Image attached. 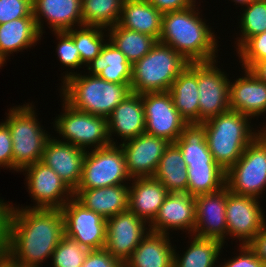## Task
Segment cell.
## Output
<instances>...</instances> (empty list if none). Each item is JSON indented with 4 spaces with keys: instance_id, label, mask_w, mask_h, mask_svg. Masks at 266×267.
Here are the masks:
<instances>
[{
    "instance_id": "1",
    "label": "cell",
    "mask_w": 266,
    "mask_h": 267,
    "mask_svg": "<svg viewBox=\"0 0 266 267\" xmlns=\"http://www.w3.org/2000/svg\"><path fill=\"white\" fill-rule=\"evenodd\" d=\"M21 208V209H20ZM64 235L61 209L26 208L8 204L4 255L23 267H42Z\"/></svg>"
},
{
    "instance_id": "2",
    "label": "cell",
    "mask_w": 266,
    "mask_h": 267,
    "mask_svg": "<svg viewBox=\"0 0 266 267\" xmlns=\"http://www.w3.org/2000/svg\"><path fill=\"white\" fill-rule=\"evenodd\" d=\"M199 8L198 2H195L186 9L162 16L158 42L172 47L189 63L210 62L218 57L217 37L211 26L206 25L202 14L200 16Z\"/></svg>"
},
{
    "instance_id": "3",
    "label": "cell",
    "mask_w": 266,
    "mask_h": 267,
    "mask_svg": "<svg viewBox=\"0 0 266 267\" xmlns=\"http://www.w3.org/2000/svg\"><path fill=\"white\" fill-rule=\"evenodd\" d=\"M250 119L247 115L229 110L201 123L206 131L208 149L223 170L232 167L258 136V129L254 130Z\"/></svg>"
},
{
    "instance_id": "4",
    "label": "cell",
    "mask_w": 266,
    "mask_h": 267,
    "mask_svg": "<svg viewBox=\"0 0 266 267\" xmlns=\"http://www.w3.org/2000/svg\"><path fill=\"white\" fill-rule=\"evenodd\" d=\"M60 90V97L73 108L106 118L132 93L130 84L108 82L81 71L61 83Z\"/></svg>"
},
{
    "instance_id": "5",
    "label": "cell",
    "mask_w": 266,
    "mask_h": 267,
    "mask_svg": "<svg viewBox=\"0 0 266 267\" xmlns=\"http://www.w3.org/2000/svg\"><path fill=\"white\" fill-rule=\"evenodd\" d=\"M189 62L172 47L157 42L132 65V93L167 92Z\"/></svg>"
},
{
    "instance_id": "6",
    "label": "cell",
    "mask_w": 266,
    "mask_h": 267,
    "mask_svg": "<svg viewBox=\"0 0 266 267\" xmlns=\"http://www.w3.org/2000/svg\"><path fill=\"white\" fill-rule=\"evenodd\" d=\"M32 104L14 106L6 113L5 122L12 137L13 170L16 172L42 160L45 144L52 135L42 129Z\"/></svg>"
},
{
    "instance_id": "7",
    "label": "cell",
    "mask_w": 266,
    "mask_h": 267,
    "mask_svg": "<svg viewBox=\"0 0 266 267\" xmlns=\"http://www.w3.org/2000/svg\"><path fill=\"white\" fill-rule=\"evenodd\" d=\"M62 100L63 112L52 123L64 142L85 151L111 145L106 117L77 110Z\"/></svg>"
},
{
    "instance_id": "8",
    "label": "cell",
    "mask_w": 266,
    "mask_h": 267,
    "mask_svg": "<svg viewBox=\"0 0 266 267\" xmlns=\"http://www.w3.org/2000/svg\"><path fill=\"white\" fill-rule=\"evenodd\" d=\"M225 186L235 195L260 198L266 189V139L258 135L246 147L226 171Z\"/></svg>"
},
{
    "instance_id": "9",
    "label": "cell",
    "mask_w": 266,
    "mask_h": 267,
    "mask_svg": "<svg viewBox=\"0 0 266 267\" xmlns=\"http://www.w3.org/2000/svg\"><path fill=\"white\" fill-rule=\"evenodd\" d=\"M127 181L131 183V177L126 169L124 152L120 145L111 144L86 151L81 179L75 190L128 184Z\"/></svg>"
},
{
    "instance_id": "10",
    "label": "cell",
    "mask_w": 266,
    "mask_h": 267,
    "mask_svg": "<svg viewBox=\"0 0 266 267\" xmlns=\"http://www.w3.org/2000/svg\"><path fill=\"white\" fill-rule=\"evenodd\" d=\"M216 60L197 63L199 123L225 113L230 108V80Z\"/></svg>"
},
{
    "instance_id": "11",
    "label": "cell",
    "mask_w": 266,
    "mask_h": 267,
    "mask_svg": "<svg viewBox=\"0 0 266 267\" xmlns=\"http://www.w3.org/2000/svg\"><path fill=\"white\" fill-rule=\"evenodd\" d=\"M64 234L89 250H100L106 244V219L89 210L74 196L61 208Z\"/></svg>"
},
{
    "instance_id": "12",
    "label": "cell",
    "mask_w": 266,
    "mask_h": 267,
    "mask_svg": "<svg viewBox=\"0 0 266 267\" xmlns=\"http://www.w3.org/2000/svg\"><path fill=\"white\" fill-rule=\"evenodd\" d=\"M25 171V183L33 202L26 208L61 209L73 196L74 192L63 180L42 161L28 165Z\"/></svg>"
},
{
    "instance_id": "13",
    "label": "cell",
    "mask_w": 266,
    "mask_h": 267,
    "mask_svg": "<svg viewBox=\"0 0 266 267\" xmlns=\"http://www.w3.org/2000/svg\"><path fill=\"white\" fill-rule=\"evenodd\" d=\"M141 97L145 132L175 143L187 123L175 108L169 91L146 92L142 93Z\"/></svg>"
},
{
    "instance_id": "14",
    "label": "cell",
    "mask_w": 266,
    "mask_h": 267,
    "mask_svg": "<svg viewBox=\"0 0 266 267\" xmlns=\"http://www.w3.org/2000/svg\"><path fill=\"white\" fill-rule=\"evenodd\" d=\"M259 204V199L255 197L231 192L227 195L225 215L228 237L237 238L240 245H247L256 236L266 223Z\"/></svg>"
},
{
    "instance_id": "15",
    "label": "cell",
    "mask_w": 266,
    "mask_h": 267,
    "mask_svg": "<svg viewBox=\"0 0 266 267\" xmlns=\"http://www.w3.org/2000/svg\"><path fill=\"white\" fill-rule=\"evenodd\" d=\"M106 229L105 249L122 263L150 231L149 225L129 209L106 219Z\"/></svg>"
},
{
    "instance_id": "16",
    "label": "cell",
    "mask_w": 266,
    "mask_h": 267,
    "mask_svg": "<svg viewBox=\"0 0 266 267\" xmlns=\"http://www.w3.org/2000/svg\"><path fill=\"white\" fill-rule=\"evenodd\" d=\"M170 142L149 133L119 144L124 152L126 169L132 178L153 177Z\"/></svg>"
},
{
    "instance_id": "17",
    "label": "cell",
    "mask_w": 266,
    "mask_h": 267,
    "mask_svg": "<svg viewBox=\"0 0 266 267\" xmlns=\"http://www.w3.org/2000/svg\"><path fill=\"white\" fill-rule=\"evenodd\" d=\"M229 190L225 186L213 193L195 196V228L193 235L226 243V200Z\"/></svg>"
},
{
    "instance_id": "18",
    "label": "cell",
    "mask_w": 266,
    "mask_h": 267,
    "mask_svg": "<svg viewBox=\"0 0 266 267\" xmlns=\"http://www.w3.org/2000/svg\"><path fill=\"white\" fill-rule=\"evenodd\" d=\"M151 232L170 234L169 231H188L193 235L195 228V196L188 193L169 192L159 208L158 214L149 225Z\"/></svg>"
},
{
    "instance_id": "19",
    "label": "cell",
    "mask_w": 266,
    "mask_h": 267,
    "mask_svg": "<svg viewBox=\"0 0 266 267\" xmlns=\"http://www.w3.org/2000/svg\"><path fill=\"white\" fill-rule=\"evenodd\" d=\"M49 137L42 156V162L49 166L74 191L80 182L86 151L64 142L57 137Z\"/></svg>"
},
{
    "instance_id": "20",
    "label": "cell",
    "mask_w": 266,
    "mask_h": 267,
    "mask_svg": "<svg viewBox=\"0 0 266 267\" xmlns=\"http://www.w3.org/2000/svg\"><path fill=\"white\" fill-rule=\"evenodd\" d=\"M33 16L43 35V19L51 32L68 31L83 26L82 0H32Z\"/></svg>"
},
{
    "instance_id": "21",
    "label": "cell",
    "mask_w": 266,
    "mask_h": 267,
    "mask_svg": "<svg viewBox=\"0 0 266 267\" xmlns=\"http://www.w3.org/2000/svg\"><path fill=\"white\" fill-rule=\"evenodd\" d=\"M244 69V76L230 80V108L251 118L266 113V82L253 71Z\"/></svg>"
},
{
    "instance_id": "22",
    "label": "cell",
    "mask_w": 266,
    "mask_h": 267,
    "mask_svg": "<svg viewBox=\"0 0 266 267\" xmlns=\"http://www.w3.org/2000/svg\"><path fill=\"white\" fill-rule=\"evenodd\" d=\"M108 135L111 144H118L114 137L121 141L136 138L145 132V114L141 94L131 93L107 117Z\"/></svg>"
},
{
    "instance_id": "23",
    "label": "cell",
    "mask_w": 266,
    "mask_h": 267,
    "mask_svg": "<svg viewBox=\"0 0 266 267\" xmlns=\"http://www.w3.org/2000/svg\"><path fill=\"white\" fill-rule=\"evenodd\" d=\"M131 181L129 210L150 225L169 192L154 177L132 178Z\"/></svg>"
},
{
    "instance_id": "24",
    "label": "cell",
    "mask_w": 266,
    "mask_h": 267,
    "mask_svg": "<svg viewBox=\"0 0 266 267\" xmlns=\"http://www.w3.org/2000/svg\"><path fill=\"white\" fill-rule=\"evenodd\" d=\"M74 197L89 210L108 219L129 209V185L119 184L88 190H74Z\"/></svg>"
},
{
    "instance_id": "25",
    "label": "cell",
    "mask_w": 266,
    "mask_h": 267,
    "mask_svg": "<svg viewBox=\"0 0 266 267\" xmlns=\"http://www.w3.org/2000/svg\"><path fill=\"white\" fill-rule=\"evenodd\" d=\"M41 37L34 17L18 18L0 24V63L4 66L13 52L18 53L35 46Z\"/></svg>"
},
{
    "instance_id": "26",
    "label": "cell",
    "mask_w": 266,
    "mask_h": 267,
    "mask_svg": "<svg viewBox=\"0 0 266 267\" xmlns=\"http://www.w3.org/2000/svg\"><path fill=\"white\" fill-rule=\"evenodd\" d=\"M168 234L149 231L125 261L128 267H173L174 250Z\"/></svg>"
},
{
    "instance_id": "27",
    "label": "cell",
    "mask_w": 266,
    "mask_h": 267,
    "mask_svg": "<svg viewBox=\"0 0 266 267\" xmlns=\"http://www.w3.org/2000/svg\"><path fill=\"white\" fill-rule=\"evenodd\" d=\"M168 91L175 108L186 123H199L197 63H189Z\"/></svg>"
},
{
    "instance_id": "28",
    "label": "cell",
    "mask_w": 266,
    "mask_h": 267,
    "mask_svg": "<svg viewBox=\"0 0 266 267\" xmlns=\"http://www.w3.org/2000/svg\"><path fill=\"white\" fill-rule=\"evenodd\" d=\"M88 74L108 82L130 84L132 64L125 55L108 39L100 54L87 64Z\"/></svg>"
},
{
    "instance_id": "29",
    "label": "cell",
    "mask_w": 266,
    "mask_h": 267,
    "mask_svg": "<svg viewBox=\"0 0 266 267\" xmlns=\"http://www.w3.org/2000/svg\"><path fill=\"white\" fill-rule=\"evenodd\" d=\"M163 14L148 0H124L119 25L159 40Z\"/></svg>"
},
{
    "instance_id": "30",
    "label": "cell",
    "mask_w": 266,
    "mask_h": 267,
    "mask_svg": "<svg viewBox=\"0 0 266 267\" xmlns=\"http://www.w3.org/2000/svg\"><path fill=\"white\" fill-rule=\"evenodd\" d=\"M168 192L188 193L187 166L180 149L170 143L162 155L153 176Z\"/></svg>"
},
{
    "instance_id": "31",
    "label": "cell",
    "mask_w": 266,
    "mask_h": 267,
    "mask_svg": "<svg viewBox=\"0 0 266 267\" xmlns=\"http://www.w3.org/2000/svg\"><path fill=\"white\" fill-rule=\"evenodd\" d=\"M190 236L188 249L181 256L174 250L173 267H218L215 264L220 259L224 244L215 239Z\"/></svg>"
},
{
    "instance_id": "32",
    "label": "cell",
    "mask_w": 266,
    "mask_h": 267,
    "mask_svg": "<svg viewBox=\"0 0 266 267\" xmlns=\"http://www.w3.org/2000/svg\"><path fill=\"white\" fill-rule=\"evenodd\" d=\"M186 165L217 164L208 149L206 131L201 123L187 124L174 143Z\"/></svg>"
},
{
    "instance_id": "33",
    "label": "cell",
    "mask_w": 266,
    "mask_h": 267,
    "mask_svg": "<svg viewBox=\"0 0 266 267\" xmlns=\"http://www.w3.org/2000/svg\"><path fill=\"white\" fill-rule=\"evenodd\" d=\"M109 40L125 55L133 65L146 55L158 42L153 36H148L116 24L107 29Z\"/></svg>"
},
{
    "instance_id": "34",
    "label": "cell",
    "mask_w": 266,
    "mask_h": 267,
    "mask_svg": "<svg viewBox=\"0 0 266 267\" xmlns=\"http://www.w3.org/2000/svg\"><path fill=\"white\" fill-rule=\"evenodd\" d=\"M188 194L197 196L213 193L225 187L226 171L218 164L186 165Z\"/></svg>"
},
{
    "instance_id": "35",
    "label": "cell",
    "mask_w": 266,
    "mask_h": 267,
    "mask_svg": "<svg viewBox=\"0 0 266 267\" xmlns=\"http://www.w3.org/2000/svg\"><path fill=\"white\" fill-rule=\"evenodd\" d=\"M124 0H82V19L85 26L105 29L119 23Z\"/></svg>"
},
{
    "instance_id": "36",
    "label": "cell",
    "mask_w": 266,
    "mask_h": 267,
    "mask_svg": "<svg viewBox=\"0 0 266 267\" xmlns=\"http://www.w3.org/2000/svg\"><path fill=\"white\" fill-rule=\"evenodd\" d=\"M106 31L103 27L85 25L66 31L73 38L84 67L100 54L101 48L108 40Z\"/></svg>"
},
{
    "instance_id": "37",
    "label": "cell",
    "mask_w": 266,
    "mask_h": 267,
    "mask_svg": "<svg viewBox=\"0 0 266 267\" xmlns=\"http://www.w3.org/2000/svg\"><path fill=\"white\" fill-rule=\"evenodd\" d=\"M244 7L239 19L240 37L235 42L237 50L249 38L266 31V0H254Z\"/></svg>"
},
{
    "instance_id": "38",
    "label": "cell",
    "mask_w": 266,
    "mask_h": 267,
    "mask_svg": "<svg viewBox=\"0 0 266 267\" xmlns=\"http://www.w3.org/2000/svg\"><path fill=\"white\" fill-rule=\"evenodd\" d=\"M89 251L64 234L52 254V267H82Z\"/></svg>"
},
{
    "instance_id": "39",
    "label": "cell",
    "mask_w": 266,
    "mask_h": 267,
    "mask_svg": "<svg viewBox=\"0 0 266 267\" xmlns=\"http://www.w3.org/2000/svg\"><path fill=\"white\" fill-rule=\"evenodd\" d=\"M52 34L56 35L57 40H60L58 41L55 52L58 55L57 58L60 60L59 62L62 64V66L64 65L66 67H70V69L73 68L71 72H63L65 73V75L62 77L63 79H61V81L63 80V83L70 76L77 74L78 72L72 71L77 68H82L81 66L83 64L81 63L80 54L78 48L75 46L73 38L66 31L52 32Z\"/></svg>"
},
{
    "instance_id": "40",
    "label": "cell",
    "mask_w": 266,
    "mask_h": 267,
    "mask_svg": "<svg viewBox=\"0 0 266 267\" xmlns=\"http://www.w3.org/2000/svg\"><path fill=\"white\" fill-rule=\"evenodd\" d=\"M242 68L251 70L266 59V31L249 38L237 51Z\"/></svg>"
},
{
    "instance_id": "41",
    "label": "cell",
    "mask_w": 266,
    "mask_h": 267,
    "mask_svg": "<svg viewBox=\"0 0 266 267\" xmlns=\"http://www.w3.org/2000/svg\"><path fill=\"white\" fill-rule=\"evenodd\" d=\"M23 17H34L32 0H0V24Z\"/></svg>"
},
{
    "instance_id": "42",
    "label": "cell",
    "mask_w": 266,
    "mask_h": 267,
    "mask_svg": "<svg viewBox=\"0 0 266 267\" xmlns=\"http://www.w3.org/2000/svg\"><path fill=\"white\" fill-rule=\"evenodd\" d=\"M239 255L228 259L223 264L220 263L218 267H266V265L255 255V253L248 247V245H240Z\"/></svg>"
},
{
    "instance_id": "43",
    "label": "cell",
    "mask_w": 266,
    "mask_h": 267,
    "mask_svg": "<svg viewBox=\"0 0 266 267\" xmlns=\"http://www.w3.org/2000/svg\"><path fill=\"white\" fill-rule=\"evenodd\" d=\"M0 167L13 170L12 137L5 121L0 122Z\"/></svg>"
},
{
    "instance_id": "44",
    "label": "cell",
    "mask_w": 266,
    "mask_h": 267,
    "mask_svg": "<svg viewBox=\"0 0 266 267\" xmlns=\"http://www.w3.org/2000/svg\"><path fill=\"white\" fill-rule=\"evenodd\" d=\"M122 262L113 257L105 248L90 250L82 267H120Z\"/></svg>"
},
{
    "instance_id": "45",
    "label": "cell",
    "mask_w": 266,
    "mask_h": 267,
    "mask_svg": "<svg viewBox=\"0 0 266 267\" xmlns=\"http://www.w3.org/2000/svg\"><path fill=\"white\" fill-rule=\"evenodd\" d=\"M162 14L192 6L197 0H148Z\"/></svg>"
},
{
    "instance_id": "46",
    "label": "cell",
    "mask_w": 266,
    "mask_h": 267,
    "mask_svg": "<svg viewBox=\"0 0 266 267\" xmlns=\"http://www.w3.org/2000/svg\"><path fill=\"white\" fill-rule=\"evenodd\" d=\"M247 245L266 265V223Z\"/></svg>"
},
{
    "instance_id": "47",
    "label": "cell",
    "mask_w": 266,
    "mask_h": 267,
    "mask_svg": "<svg viewBox=\"0 0 266 267\" xmlns=\"http://www.w3.org/2000/svg\"><path fill=\"white\" fill-rule=\"evenodd\" d=\"M251 71L261 80L266 82V59L258 62Z\"/></svg>"
},
{
    "instance_id": "48",
    "label": "cell",
    "mask_w": 266,
    "mask_h": 267,
    "mask_svg": "<svg viewBox=\"0 0 266 267\" xmlns=\"http://www.w3.org/2000/svg\"><path fill=\"white\" fill-rule=\"evenodd\" d=\"M0 260L7 266V267H23L19 266L13 262H11L4 254L0 256Z\"/></svg>"
},
{
    "instance_id": "49",
    "label": "cell",
    "mask_w": 266,
    "mask_h": 267,
    "mask_svg": "<svg viewBox=\"0 0 266 267\" xmlns=\"http://www.w3.org/2000/svg\"><path fill=\"white\" fill-rule=\"evenodd\" d=\"M235 2V4H240V6H245L247 5L248 3H250L251 1H254V0H232V2Z\"/></svg>"
},
{
    "instance_id": "50",
    "label": "cell",
    "mask_w": 266,
    "mask_h": 267,
    "mask_svg": "<svg viewBox=\"0 0 266 267\" xmlns=\"http://www.w3.org/2000/svg\"><path fill=\"white\" fill-rule=\"evenodd\" d=\"M258 135L260 137L266 139V123H265V126H262V128L260 130H258Z\"/></svg>"
},
{
    "instance_id": "51",
    "label": "cell",
    "mask_w": 266,
    "mask_h": 267,
    "mask_svg": "<svg viewBox=\"0 0 266 267\" xmlns=\"http://www.w3.org/2000/svg\"><path fill=\"white\" fill-rule=\"evenodd\" d=\"M0 267H7V266L0 260Z\"/></svg>"
},
{
    "instance_id": "52",
    "label": "cell",
    "mask_w": 266,
    "mask_h": 267,
    "mask_svg": "<svg viewBox=\"0 0 266 267\" xmlns=\"http://www.w3.org/2000/svg\"><path fill=\"white\" fill-rule=\"evenodd\" d=\"M120 267H128L125 263H122Z\"/></svg>"
}]
</instances>
